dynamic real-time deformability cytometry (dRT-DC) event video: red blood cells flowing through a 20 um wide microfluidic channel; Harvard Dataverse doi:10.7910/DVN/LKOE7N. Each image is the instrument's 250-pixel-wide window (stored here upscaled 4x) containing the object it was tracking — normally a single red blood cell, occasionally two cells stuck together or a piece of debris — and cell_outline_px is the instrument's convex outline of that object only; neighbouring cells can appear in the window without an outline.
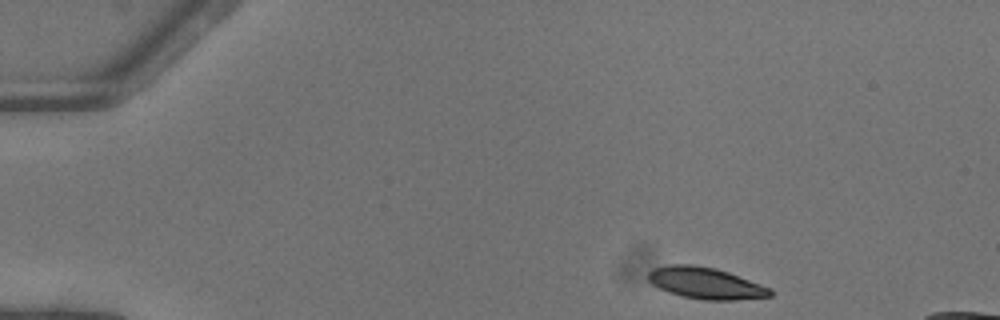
{"species": "common noctule bat (a hibernating species)", "species_latin": "Nyctalus noctula", "temperature_condition": "warm", "stored_images_in_passage": 44, "camera_frame_rate_fps": 3000, "um_per_image_px": 0.085, "animal": {"sex": "female"}, "frame": {"image": 1, "passage_image": 1, "time_ms": 0.0, "image_size_px": [1000, 320], "cell_outline_px": [[772, 296], [736, 300], [704, 300], [680, 296], [668, 292], [652, 284], [648, 280], [648, 272], [652, 268], [668, 264], [692, 264], [716, 268], [728, 272], [772, 288]], "centroid_in_image_um": [59.96, 24.06], "position_along_channel_um": 25.0, "area_um2": 22.6}}
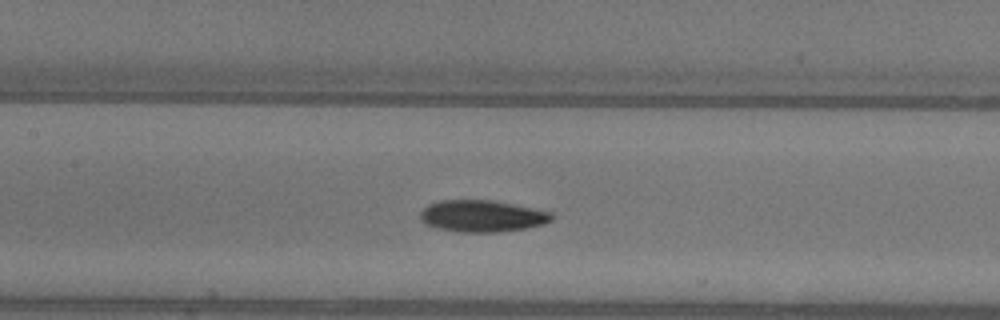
{"frame": {"image": 2, "passage_image": 18, "time_ms": 5.667, "image_size_px": [1000, 320], "cell_outline_px": [[552, 220], [544, 224], [528, 228], [496, 232], [456, 232], [424, 224], [420, 220], [420, 212], [428, 204], [440, 200], [492, 200], [552, 212]], "centroid_in_image_um": [40.96, 18.37], "position_along_channel_um": 166.4, "area_um2": 24.33}}
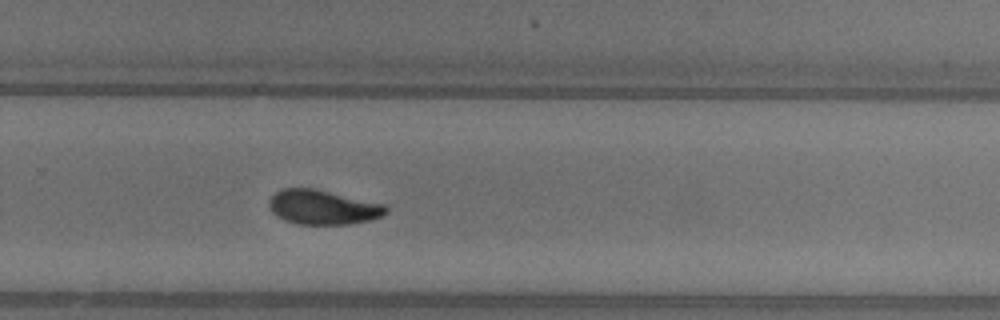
{"frame": {"image": 3, "passage_image": 28, "time_ms": 9.0, "image_size_px": [1000, 320], "cell_outline_px": [[388, 212], [372, 220], [348, 224], [296, 224], [284, 220], [276, 216], [272, 212], [268, 204], [268, 200], [280, 188], [316, 188], [388, 204]], "centroid_in_image_um": [27.47, 17.6], "position_along_channel_um": 302.3, "area_um2": 23.99}}